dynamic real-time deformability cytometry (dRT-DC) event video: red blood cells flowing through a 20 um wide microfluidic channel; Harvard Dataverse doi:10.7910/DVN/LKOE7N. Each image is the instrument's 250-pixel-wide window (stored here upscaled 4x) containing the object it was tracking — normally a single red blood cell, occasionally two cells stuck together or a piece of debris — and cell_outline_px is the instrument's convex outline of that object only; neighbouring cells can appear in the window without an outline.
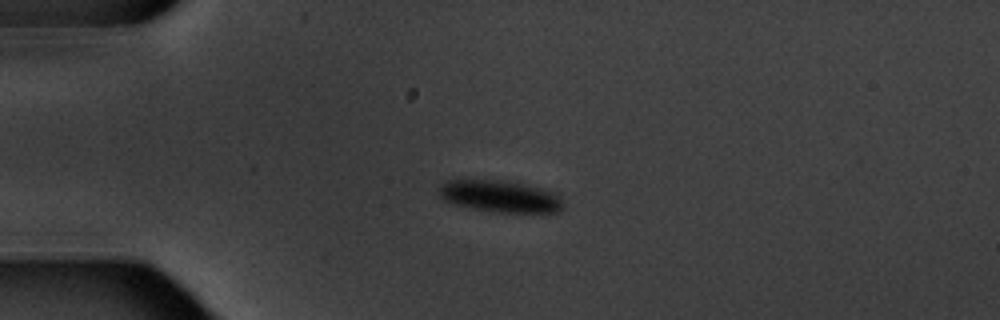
{"species": "common noctule bat (a hibernating species)", "species_latin": "Nyctalus noctula", "temperature_condition": "warm", "stored_images_in_passage": 4, "camera_frame_rate_fps": 3000, "um_per_image_px": 0.085, "animal": {"sex": "male", "body_mass_g": 20.1, "forearm_length_mm": 53.5}, "frame": {"image": 1, "passage_image": 3, "time_ms": 2.333, "image_size_px": [1000, 320], "cell_outline_px": [[564, 208], [556, 212], [492, 212], [452, 204], [444, 200], [440, 196], [436, 188], [448, 180], [500, 180], [524, 184], [544, 188], [552, 192], [564, 204]], "centroid_in_image_um": [42.46, 16.69], "position_along_channel_um": 42.5, "area_um2": 23.06}}